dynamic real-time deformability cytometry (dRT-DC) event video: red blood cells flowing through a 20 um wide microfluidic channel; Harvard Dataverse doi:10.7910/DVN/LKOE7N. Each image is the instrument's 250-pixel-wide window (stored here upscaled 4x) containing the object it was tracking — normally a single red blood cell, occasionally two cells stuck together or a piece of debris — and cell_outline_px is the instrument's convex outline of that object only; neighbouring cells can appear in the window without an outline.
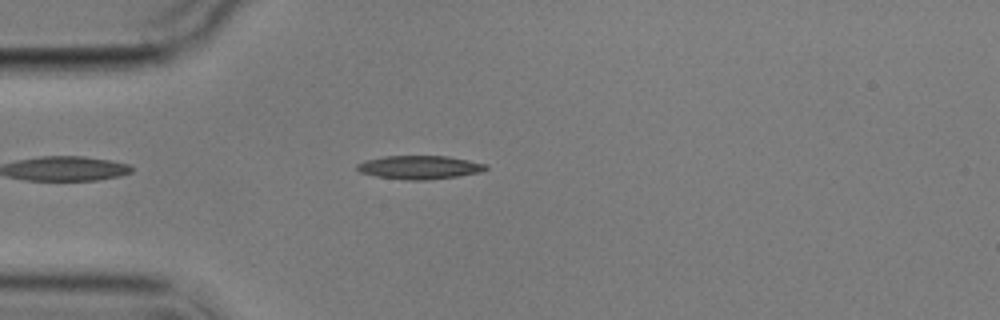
{"species": "common noctule bat (a hibernating species)", "species_latin": "Nyctalus noctula", "temperature_condition": "cold", "stored_images_in_passage": 3, "camera_frame_rate_fps": 3000, "um_per_image_px": 0.085, "animal": {"sex": "male", "body_mass_g": 17.9}, "frame": {"image": 1, "passage_image": 2, "time_ms": 1.333, "image_size_px": [1000, 320], "cell_outline_px": [[488, 168], [480, 172], [456, 176], [428, 180], [408, 180], [376, 176], [360, 172], [356, 168], [356, 164], [364, 160], [384, 156], [448, 156], [488, 164]], "centroid_in_image_um": [35.65, 14.21], "position_along_channel_um": 49.4, "area_um2": 17.63}}